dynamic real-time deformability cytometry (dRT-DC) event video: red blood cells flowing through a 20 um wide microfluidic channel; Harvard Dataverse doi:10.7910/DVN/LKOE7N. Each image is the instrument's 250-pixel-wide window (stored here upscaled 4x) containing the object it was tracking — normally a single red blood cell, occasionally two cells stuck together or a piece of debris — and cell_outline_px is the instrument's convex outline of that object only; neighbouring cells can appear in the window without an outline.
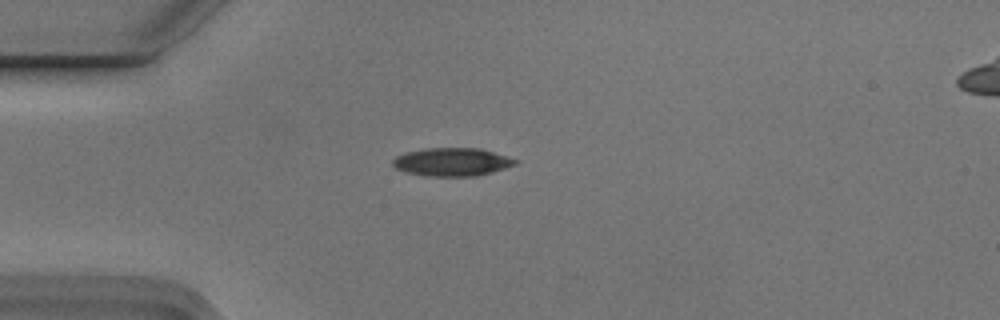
{"species": "Egyptian fruit bat (a non-hibernating species)", "species_latin": "Rousettus aegyptiacus", "temperature_condition": "cold", "stored_images_in_passage": 6, "camera_frame_rate_fps": 3000, "um_per_image_px": 0.085, "animal": {"sex": "male"}, "frame": {"image": 1, "passage_image": 3, "time_ms": 0.667, "image_size_px": [1000, 320], "cell_outline_px": [[520, 160], [516, 164], [492, 172], [476, 176], [424, 176], [404, 172], [396, 168], [392, 164], [392, 160], [396, 156], [408, 152], [428, 148], [480, 148]], "centroid_in_image_um": [38.42, 13.77], "position_along_channel_um": 46.6, "area_um2": 20.11}}
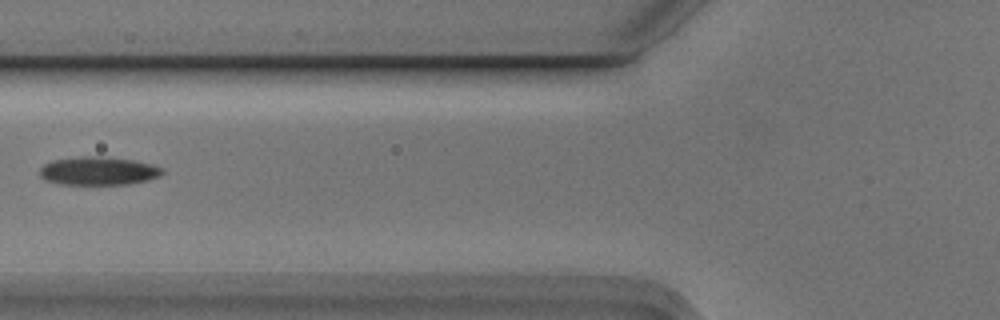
{"frame": {"image": 2, "passage_image": 5, "time_ms": 1.333, "image_size_px": [1000, 320], "cell_outline_px": [[164, 172], [160, 176], [148, 180], [128, 184], [56, 184], [44, 180], [40, 176], [40, 168], [44, 164], [52, 160], [80, 156], [96, 156], [132, 160], [152, 164], [164, 168]], "centroid_in_image_um": [8.35, 14.53], "position_along_channel_um": 117.5, "area_um2": 20.35}}
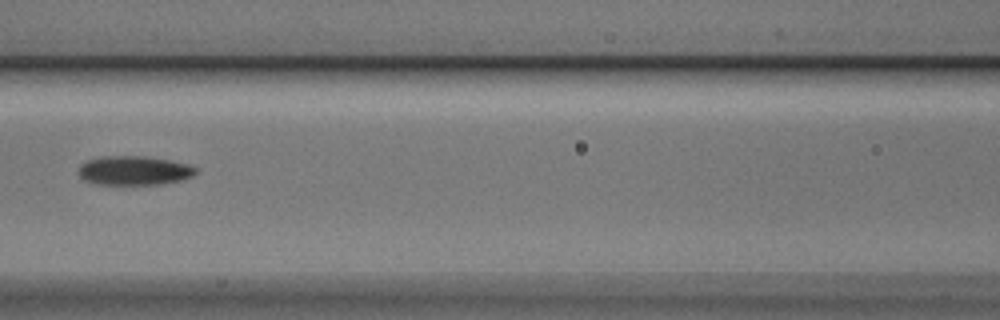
{"frame": {"image": 3, "passage_image": 6, "time_ms": 1.667, "image_size_px": [1000, 320], "cell_outline_px": [[196, 172], [192, 176], [180, 180], [160, 184], [96, 184], [84, 180], [80, 176], [80, 164], [88, 160], [104, 156], [144, 156], [168, 160], [188, 164], [196, 168]], "centroid_in_image_um": [11.39, 14.49], "position_along_channel_um": 155.2, "area_um2": 19.65}}